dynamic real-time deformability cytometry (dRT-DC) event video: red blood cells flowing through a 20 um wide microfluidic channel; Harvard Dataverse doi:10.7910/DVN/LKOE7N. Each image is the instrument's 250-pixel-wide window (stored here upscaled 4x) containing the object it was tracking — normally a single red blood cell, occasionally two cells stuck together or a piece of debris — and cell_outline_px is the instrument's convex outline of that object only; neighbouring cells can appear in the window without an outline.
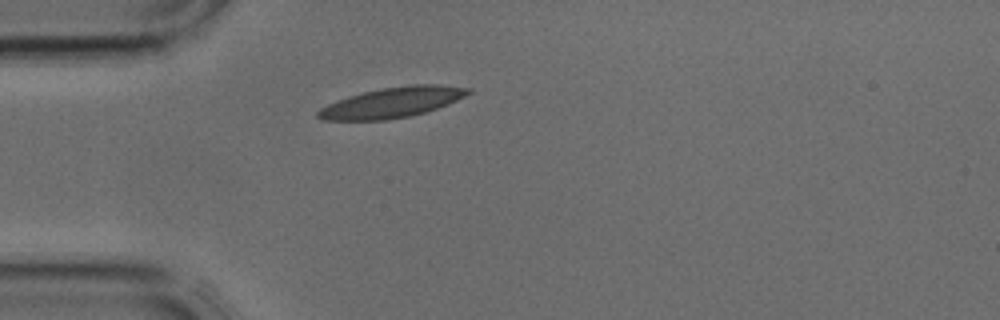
{"species": "common noctule bat (a hibernating species)", "species_latin": "Nyctalus noctula", "temperature_condition": "cold", "stored_images_in_passage": 1, "camera_frame_rate_fps": 3000, "um_per_image_px": 0.085, "animal": {"sex": "male", "body_mass_g": 17.9, "forearm_length_mm": 54.2}, "frame": {"image": 1, "passage_image": 1, "time_ms": 0.0, "image_size_px": [1000, 320], "cell_outline_px": [[472, 92], [448, 104], [424, 112], [408, 116], [388, 120], [324, 120], [316, 116], [316, 112], [320, 108], [328, 104], [348, 96], [364, 92], [384, 88], [412, 84], [436, 84], [472, 88]], "centroid_in_image_um": [33.33, 8.71], "position_along_channel_um": 51.7, "area_um2": 26.3}}